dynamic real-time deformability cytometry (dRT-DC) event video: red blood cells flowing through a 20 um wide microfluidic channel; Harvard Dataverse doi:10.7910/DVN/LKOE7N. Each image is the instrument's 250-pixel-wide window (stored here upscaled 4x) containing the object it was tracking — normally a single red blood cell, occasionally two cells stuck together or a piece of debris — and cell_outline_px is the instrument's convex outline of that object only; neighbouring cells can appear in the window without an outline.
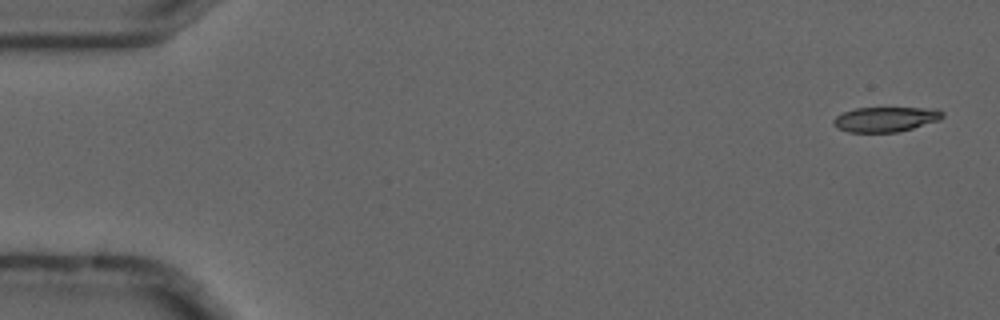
{"species": "common noctule bat (a hibernating species)", "species_latin": "Nyctalus noctula", "temperature_condition": "cold", "stored_images_in_passage": 4, "camera_frame_rate_fps": 3000, "um_per_image_px": 0.085, "animal": {"sex": "male", "forearm_length_mm": 52.5}, "frame": {"image": 1, "passage_image": 1, "time_ms": 0.0, "image_size_px": [1000, 320], "cell_outline_px": [[944, 116], [940, 120], [912, 128], [896, 132], [848, 132], [836, 128], [832, 124], [832, 120], [836, 116], [844, 112], [856, 108], [936, 108], [944, 112]], "centroid_in_image_um": [75.26, 10.14], "position_along_channel_um": 9.7, "area_um2": 15.9}}